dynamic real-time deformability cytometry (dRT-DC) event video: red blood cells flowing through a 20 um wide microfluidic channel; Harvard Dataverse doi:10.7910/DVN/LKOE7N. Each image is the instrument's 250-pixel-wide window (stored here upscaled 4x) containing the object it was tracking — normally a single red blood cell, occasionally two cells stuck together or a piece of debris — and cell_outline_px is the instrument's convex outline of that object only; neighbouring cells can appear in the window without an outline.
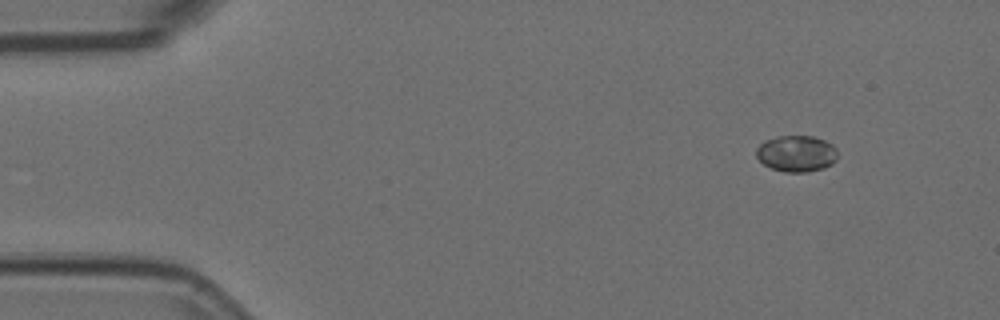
{"species": "Egyptian fruit bat (a non-hibernating species)", "species_latin": "Rousettus aegyptiacus", "temperature_condition": "room temperature", "stored_images_in_passage": 5, "segment_of_instrument_passage": [1, 2], "camera_frame_rate_fps": 3000, "um_per_image_px": 0.085, "animal": {"sex": "female"}, "frame": {"image": 1, "passage_image": 1, "time_ms": 0.0, "image_size_px": [1000, 320], "cell_outline_px": [[836, 160], [832, 164], [824, 168], [808, 172], [784, 172], [772, 168], [764, 164], [756, 156], [756, 148], [764, 140], [776, 136], [812, 136], [824, 140], [832, 144], [836, 148]], "centroid_in_image_um": [67.69, 13.05], "position_along_channel_um": 17.3, "area_um2": 17.28}}